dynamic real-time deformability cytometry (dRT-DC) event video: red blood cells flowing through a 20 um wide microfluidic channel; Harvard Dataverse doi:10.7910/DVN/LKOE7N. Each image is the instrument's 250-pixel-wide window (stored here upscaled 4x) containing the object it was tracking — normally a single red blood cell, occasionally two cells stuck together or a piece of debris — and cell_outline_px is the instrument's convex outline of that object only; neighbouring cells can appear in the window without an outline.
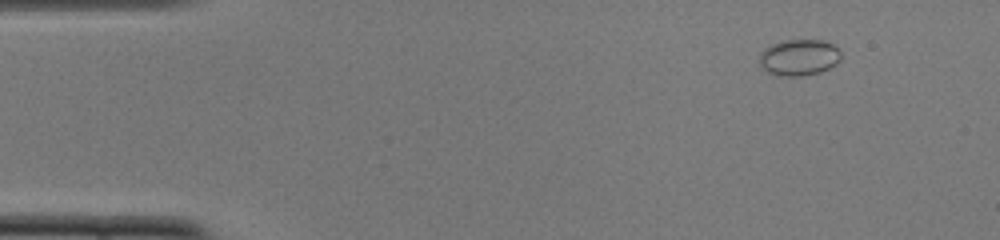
{"species": "common noctule bat (a hibernating species)", "species_latin": "Nyctalus noctula", "temperature_condition": "cold", "stored_images_in_passage": 47, "camera_frame_rate_fps": 3000, "um_per_image_px": 0.085, "animal": {"sex": "female", "body_mass_g": 22.0, "forearm_length_mm": 56.7}, "frame": {"image": 1, "passage_image": 1, "time_ms": 0.0, "image_size_px": [1000, 240], "cell_outline_px": [[840, 60], [836, 64], [820, 72], [804, 76], [776, 76], [760, 68], [760, 52], [764, 48], [772, 44], [788, 40], [820, 40], [832, 44], [840, 52]], "centroid_in_image_um": [67.88, 4.9], "position_along_channel_um": 17.1, "area_um2": 17.28}}
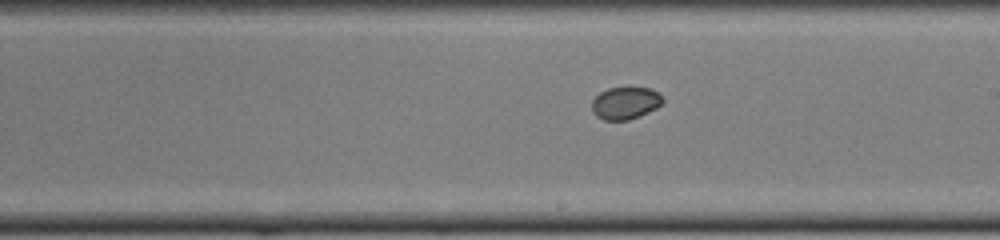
{"frame": {"image": 2, "passage_image": 25, "time_ms": 8.0, "image_size_px": [1000, 240], "cell_outline_px": [[664, 100], [656, 108], [640, 116], [628, 120], [604, 120], [596, 116], [592, 112], [592, 100], [600, 92], [608, 88], [652, 88]], "centroid_in_image_um": [53.12, 8.77], "position_along_channel_um": 235.9, "area_um2": 13.24}}
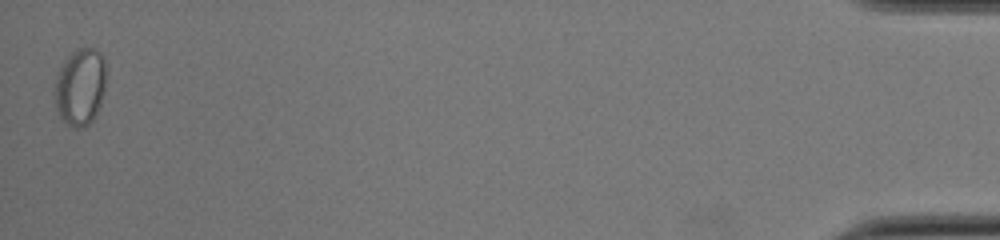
{"frame": {"image": 3, "passage_image": 47, "time_ms": 15.333, "image_size_px": [1000, 240], "cell_outline_px": [[108, 80], [96, 116], [84, 128], [76, 128], [68, 124], [60, 116], [56, 108], [56, 76], [64, 60], [76, 48], [92, 48], [100, 52], [104, 56]], "centroid_in_image_um": [6.88, 7.35], "position_along_channel_um": 428.3, "area_um2": 23.35}, "authors_computed_cell_mechanics": {"area_um2": 14.6812, "velocity_mm_per_s": 3.8726, "shape_relaxation_time_tau1_ms": 0.8294, "shape_relaxation_time_tau2_ms": null, "deformation_change_tau1": 0.0406, "deformation_change_tau2": null}}